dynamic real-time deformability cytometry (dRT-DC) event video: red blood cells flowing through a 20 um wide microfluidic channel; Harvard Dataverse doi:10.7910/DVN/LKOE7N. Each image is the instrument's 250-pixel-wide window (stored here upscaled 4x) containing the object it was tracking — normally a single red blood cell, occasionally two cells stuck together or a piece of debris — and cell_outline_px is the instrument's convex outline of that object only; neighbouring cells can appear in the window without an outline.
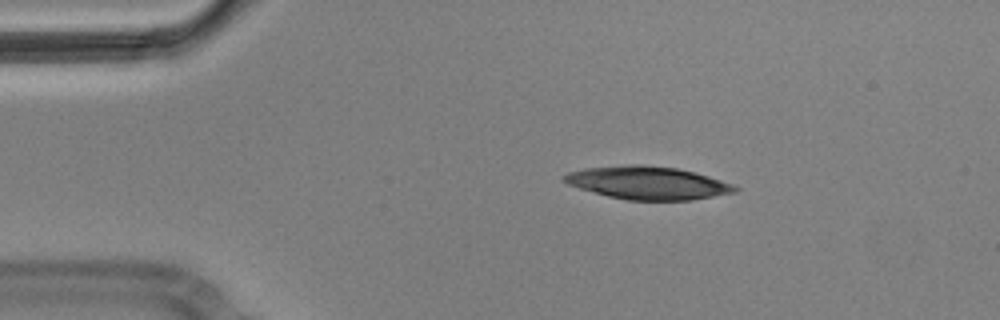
{"species": "Egyptian fruit bat (a non-hibernating species)", "species_latin": "Rousettus aegyptiacus", "temperature_condition": "cold", "stored_images_in_passage": 3, "camera_frame_rate_fps": 3000, "um_per_image_px": 0.085, "animal": {"sex": "male"}, "frame": {"image": 1, "passage_image": 1, "time_ms": 0.0, "image_size_px": [1000, 320], "cell_outline_px": [[740, 188], [736, 192], [692, 200], [628, 200], [608, 196], [580, 188], [568, 184], [560, 180], [568, 172], [584, 168], [628, 164], [640, 164], [676, 168], [708, 176], [732, 184]], "centroid_in_image_um": [55.04, 15.54], "position_along_channel_um": 30.0, "area_um2": 32.66}}